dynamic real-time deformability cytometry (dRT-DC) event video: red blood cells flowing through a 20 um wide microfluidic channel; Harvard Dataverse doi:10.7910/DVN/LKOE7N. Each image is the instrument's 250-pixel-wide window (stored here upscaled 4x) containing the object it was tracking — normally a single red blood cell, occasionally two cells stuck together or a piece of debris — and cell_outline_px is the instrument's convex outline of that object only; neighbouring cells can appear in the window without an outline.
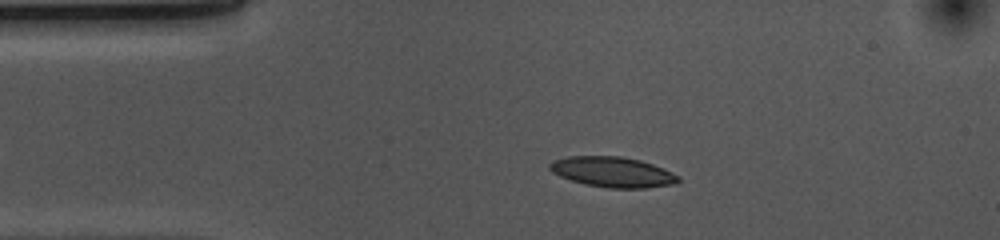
{"species": "common noctule bat (a hibernating species)", "species_latin": "Nyctalus noctula", "temperature_condition": "cold", "stored_images_in_passage": 41, "camera_frame_rate_fps": 3000, "um_per_image_px": 0.085, "animal": {"sex": "female", "body_mass_g": 10.0, "forearm_length_mm": 53.1}, "frame": {"image": 1, "passage_image": 6, "time_ms": 1.667, "image_size_px": [1000, 240], "cell_outline_px": [[680, 180], [676, 184], [648, 188], [608, 188], [584, 184], [560, 176], [552, 172], [548, 168], [548, 164], [552, 160], [568, 156], [620, 156], [640, 160], [664, 168], [680, 176]], "centroid_in_image_um": [52.08, 14.62], "position_along_channel_um": 32.9, "area_um2": 22.95}}
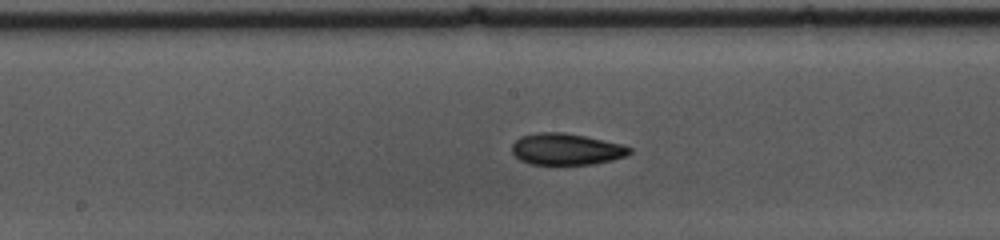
{"frame": {"image": 2, "passage_image": 22, "time_ms": 7.0, "image_size_px": [1000, 240], "cell_outline_px": [[632, 152], [628, 156], [612, 160], [592, 164], [532, 164], [520, 160], [512, 152], [512, 144], [520, 136], [536, 132], [564, 132], [624, 144], [632, 148]], "centroid_in_image_um": [48.16, 12.67], "position_along_channel_um": 200.0, "area_um2": 21.73}}
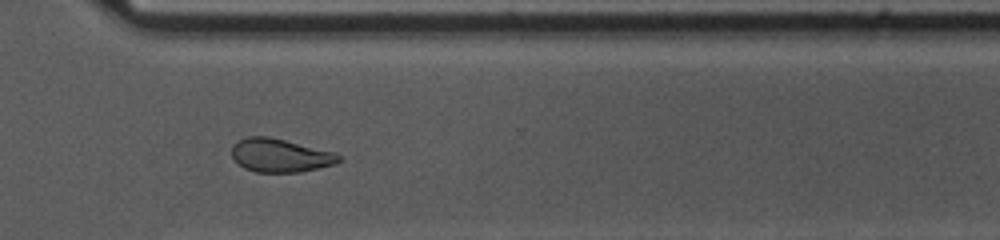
{"frame": {"image": 3, "passage_image": 34, "time_ms": 11.0, "image_size_px": [1000, 240], "cell_outline_px": [[344, 160], [336, 164], [300, 172], [256, 172], [244, 168], [232, 156], [232, 144], [236, 140], [248, 136], [268, 136], [332, 152], [340, 156]], "centroid_in_image_um": [23.8, 13.21], "position_along_channel_um": 346.8, "area_um2": 20.75}, "authors_computed_cell_mechanics": {"area_um2": 21.7906, "velocity_mm_per_s": 3.6751, "shape_relaxation_time_tau1_ms": 4.008, "shape_relaxation_time_tau2_ms": 2.6642, "deformation_change_tau1": 0.1122, "deformation_change_tau2": 0.0745}}